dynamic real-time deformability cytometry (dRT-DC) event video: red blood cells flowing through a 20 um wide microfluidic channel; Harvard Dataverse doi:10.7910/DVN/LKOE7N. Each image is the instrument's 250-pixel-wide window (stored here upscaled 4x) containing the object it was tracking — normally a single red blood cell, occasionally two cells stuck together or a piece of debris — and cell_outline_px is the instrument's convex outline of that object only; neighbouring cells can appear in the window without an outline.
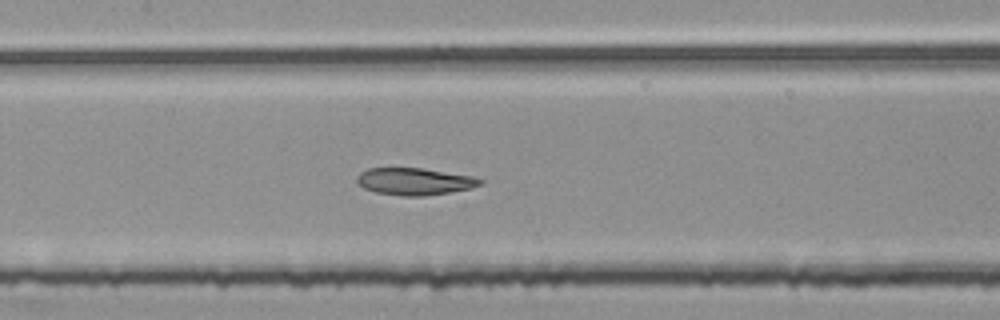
{"species": "common noctule bat (a hibernating species)", "species_latin": "Nyctalus noctula", "temperature_condition": "room temperature", "stored_images_in_passage": 54, "camera_frame_rate_fps": 3000, "um_per_image_px": 0.085, "animal": {"sex": "female", "body_mass_g": 25.1}, "frame": {"image": 1, "passage_image": 26, "time_ms": 8.333, "image_size_px": [1000, 320], "cell_outline_px": [[484, 184], [472, 188], [424, 196], [400, 196], [376, 192], [364, 188], [356, 180], [356, 176], [360, 172], [368, 168], [420, 168], [472, 176], [484, 180]], "centroid_in_image_um": [35.24, 15.42], "position_along_channel_um": 172.2, "area_um2": 19.42}}
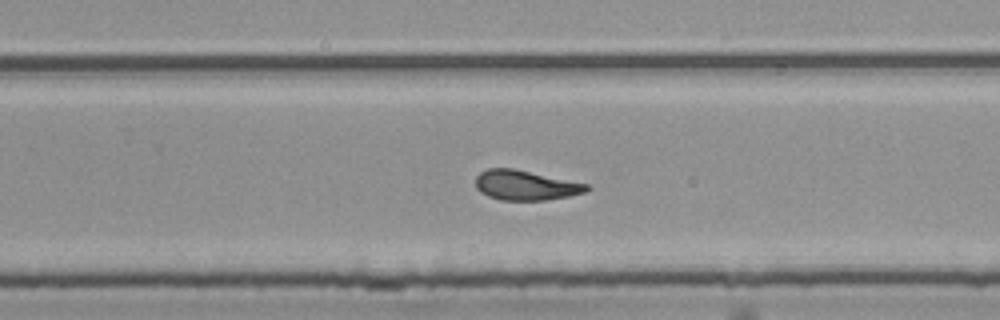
{"frame": {"image": 2, "passage_image": 35, "time_ms": 11.333, "image_size_px": [1000, 320], "cell_outline_px": [[592, 188], [584, 192], [568, 196], [548, 200], [500, 200], [488, 196], [480, 192], [476, 188], [476, 176], [480, 172], [488, 168], [512, 168], [588, 184]], "centroid_in_image_um": [44.65, 15.75], "position_along_channel_um": 285.1, "area_um2": 19.25}}
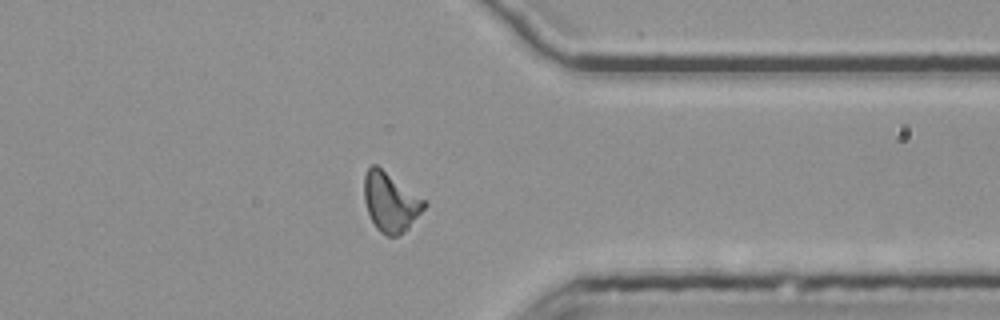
{"frame": {"image": 3, "passage_image": 43, "time_ms": 14.0, "image_size_px": [1000, 320], "cell_outline_px": [[428, 204], [400, 236], [388, 236], [380, 232], [376, 228], [368, 212], [364, 200], [364, 176], [368, 168], [372, 164], [376, 164], [428, 200]], "centroid_in_image_um": [33.21, 17.15], "position_along_channel_um": 378.2, "area_um2": 20.92}, "authors_computed_cell_mechanics": {"area_um2": 19.9699, "velocity_mm_per_s": 3.7856, "shape_relaxation_time_tau1_ms": null, "shape_relaxation_time_tau2_ms": 4.7484, "deformation_change_tau1": null, "deformation_change_tau2": 0.118}}